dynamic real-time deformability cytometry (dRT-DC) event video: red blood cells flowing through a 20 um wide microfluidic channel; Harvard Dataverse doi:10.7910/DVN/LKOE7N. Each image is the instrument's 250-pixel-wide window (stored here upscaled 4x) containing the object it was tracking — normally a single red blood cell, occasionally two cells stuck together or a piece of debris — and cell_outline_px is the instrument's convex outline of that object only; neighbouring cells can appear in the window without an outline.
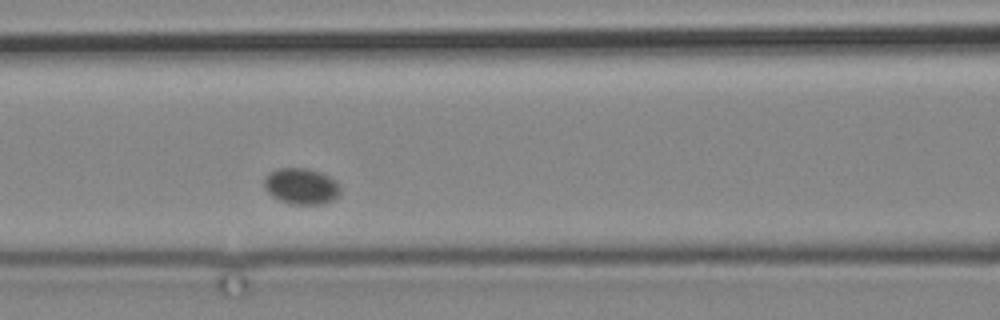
{"species": "common noctule bat (a hibernating species)", "species_latin": "Nyctalus noctula", "temperature_condition": "cold", "stored_images_in_passage": 3, "camera_frame_rate_fps": 3000, "um_per_image_px": 0.085, "animal": {"sex": "male", "body_mass_g": 19.2, "forearm_length_mm": 51.8}, "frame": {"image": 1, "passage_image": 3, "time_ms": 2.333, "image_size_px": [1000, 320], "cell_outline_px": [[340, 192], [332, 200], [324, 204], [292, 204], [280, 200], [272, 196], [264, 188], [264, 180], [268, 172], [276, 168], [308, 168], [320, 172], [336, 180], [340, 184]], "centroid_in_image_um": [25.6, 15.81], "position_along_channel_um": 141.0, "area_um2": 16.13}}